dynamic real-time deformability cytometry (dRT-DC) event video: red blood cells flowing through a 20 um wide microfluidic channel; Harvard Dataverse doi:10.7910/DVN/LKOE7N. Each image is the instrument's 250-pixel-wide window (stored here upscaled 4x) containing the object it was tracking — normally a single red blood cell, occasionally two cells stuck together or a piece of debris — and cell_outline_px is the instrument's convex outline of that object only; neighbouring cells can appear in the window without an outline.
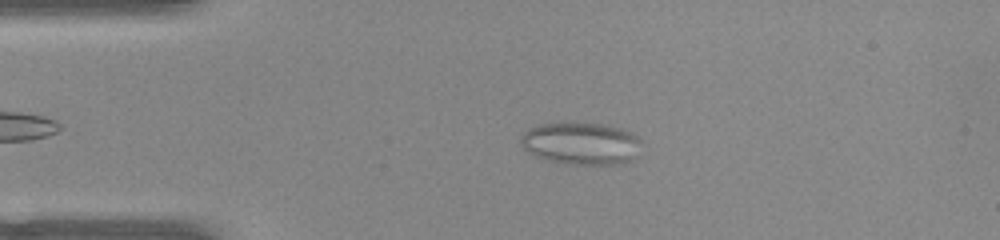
{"species": "common noctule bat (a hibernating species)", "species_latin": "Nyctalus noctula", "temperature_condition": "warm", "stored_images_in_passage": 26, "camera_frame_rate_fps": 3000, "um_per_image_px": 0.085, "animal": {"sex": "female", "body_mass_g": 22.0, "forearm_length_mm": 56.7}, "frame": {"image": 1, "passage_image": 1, "time_ms": 0.0, "image_size_px": [1000, 240], "cell_outline_px": [[640, 140], [636, 156], [632, 160], [624, 164], [568, 164], [544, 160], [528, 152], [520, 144], [520, 136], [528, 128], [540, 124], [604, 124], [620, 128], [632, 132]], "centroid_in_image_um": [49.37, 12.21], "position_along_channel_um": 35.6, "area_um2": 29.65}}
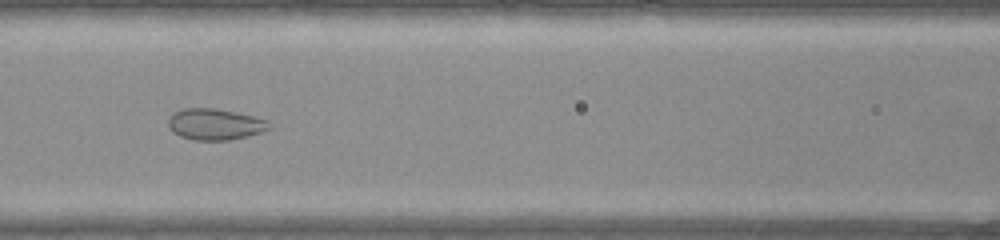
{"frame": {"image": 2, "passage_image": 12, "time_ms": 3.667, "image_size_px": [1000, 240], "cell_outline_px": [[272, 128], [248, 136], [228, 140], [192, 140], [180, 136], [172, 132], [168, 128], [168, 116], [184, 108], [216, 108], [236, 112], [268, 120], [272, 124]], "centroid_in_image_um": [18.27, 10.56], "position_along_channel_um": 148.3, "area_um2": 18.55}}
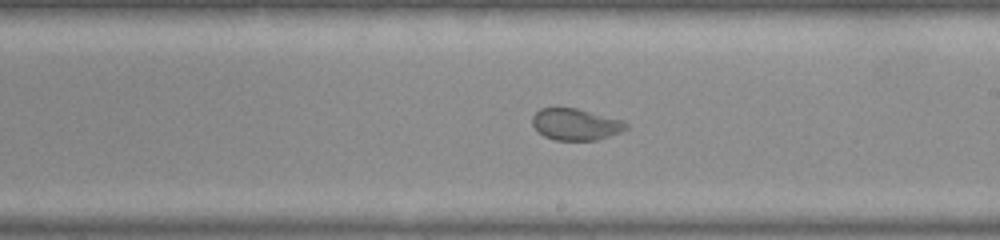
{"frame": {"image": 3, "passage_image": 19, "time_ms": 6.0, "image_size_px": [1000, 240], "cell_outline_px": [[628, 128], [620, 132], [596, 140], [556, 140], [544, 136], [532, 124], [532, 116], [540, 108], [576, 108], [624, 120], [628, 124]], "centroid_in_image_um": [48.95, 10.56], "position_along_channel_um": 240.1, "area_um2": 17.17}}